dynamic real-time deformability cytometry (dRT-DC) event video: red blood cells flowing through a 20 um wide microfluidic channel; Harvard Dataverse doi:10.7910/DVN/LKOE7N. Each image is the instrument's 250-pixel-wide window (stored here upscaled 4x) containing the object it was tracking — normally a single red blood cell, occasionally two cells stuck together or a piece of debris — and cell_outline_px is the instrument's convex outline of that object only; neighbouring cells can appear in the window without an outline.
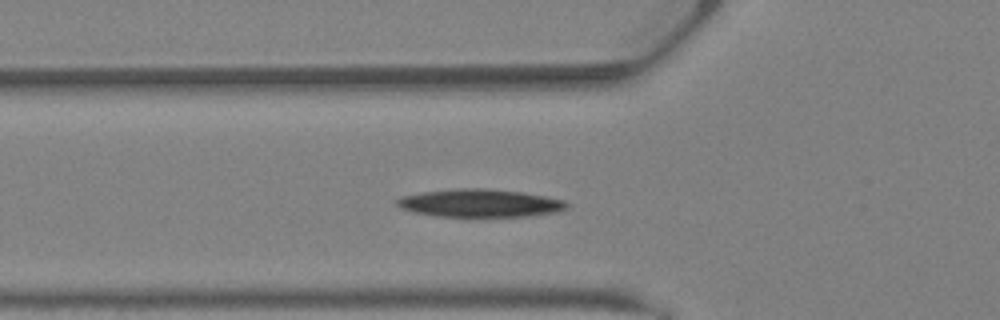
{"species": "Egyptian fruit bat (a non-hibernating species)", "species_latin": "Rousettus aegyptiacus", "temperature_condition": "warm", "stored_images_in_passage": 17, "segment_of_instrument_passage": [2, 2], "camera_frame_rate_fps": 3000, "um_per_image_px": 0.085, "animal": {"sex": "female"}, "frame": {"image": 1, "passage_image": 13, "time_ms": 4.0, "image_size_px": [1000, 320], "cell_outline_px": [[636, 304], [476, 296], [468, 292], [484, 288], [600, 288], [612, 292], [632, 300]], "centroid_in_image_um": [47.22, 25.03], "position_along_channel_um": 78.6, "area_um2": 12.25}}